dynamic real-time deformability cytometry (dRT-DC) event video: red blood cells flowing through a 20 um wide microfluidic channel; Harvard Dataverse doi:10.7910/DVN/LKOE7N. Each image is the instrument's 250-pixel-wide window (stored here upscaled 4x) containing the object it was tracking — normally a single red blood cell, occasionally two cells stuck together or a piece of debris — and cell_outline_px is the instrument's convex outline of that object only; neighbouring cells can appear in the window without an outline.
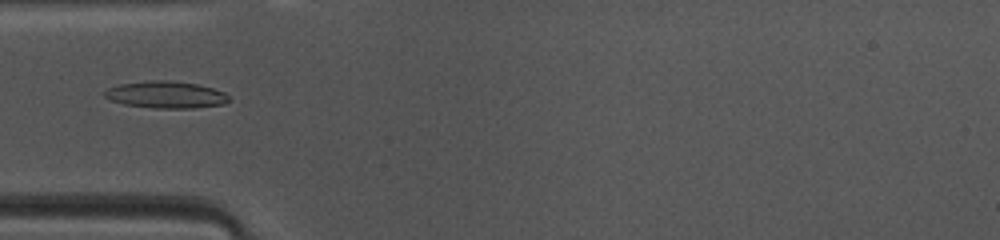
{"species": "common noctule bat (a hibernating species)", "species_latin": "Nyctalus noctula", "temperature_condition": "warm", "stored_images_in_passage": 45, "camera_frame_rate_fps": 3000, "um_per_image_px": 0.085, "animal": {"sex": "female", "body_mass_g": 10.0, "forearm_length_mm": 53.1}, "frame": {"image": 1, "passage_image": 12, "time_ms": 3.667, "image_size_px": [1000, 240], "cell_outline_px": [[232, 100], [224, 104], [192, 108], [156, 108], [124, 104], [112, 100], [104, 96], [104, 92], [108, 88], [120, 84], [152, 80], [172, 80], [196, 84], [212, 88], [224, 92]], "centroid_in_image_um": [14.13, 8.05], "position_along_channel_um": 70.9, "area_um2": 19.42}}
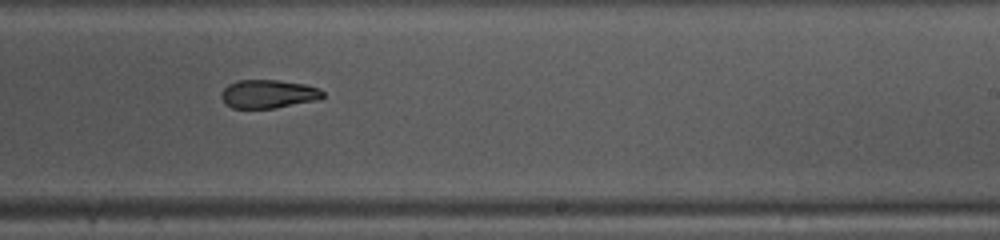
{"frame": {"image": 2, "passage_image": 26, "time_ms": 8.333, "image_size_px": [1000, 240], "cell_outline_px": [[324, 96], [320, 100], [276, 108], [232, 108], [224, 104], [220, 96], [220, 92], [228, 84], [236, 80], [280, 80], [304, 84], [320, 88], [324, 92]], "centroid_in_image_um": [22.8, 7.99], "position_along_channel_um": 266.2, "area_um2": 17.22}}
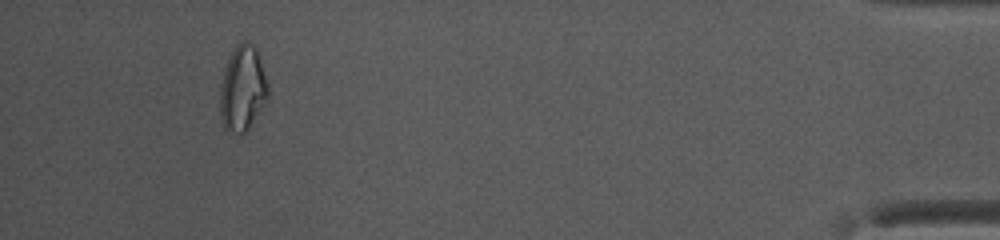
{"frame": {"image": 3, "passage_image": 42, "time_ms": 13.667, "image_size_px": [1000, 240], "cell_outline_px": [[268, 96], [248, 128], [244, 132], [228, 132], [224, 128], [220, 116], [220, 84], [228, 60], [236, 44], [240, 40], [244, 40], [256, 44], [268, 84]], "centroid_in_image_um": [20.61, 7.46], "position_along_channel_um": 414.6, "area_um2": 23.76}, "authors_computed_cell_mechanics": {"area_um2": 18.1492, "velocity_mm_per_s": 4.1472, "shape_relaxation_time_tau1_ms": 10.7126, "shape_relaxation_time_tau2_ms": 3.8243, "deformation_change_tau1": 0.2482, "deformation_change_tau2": 0.1167}}